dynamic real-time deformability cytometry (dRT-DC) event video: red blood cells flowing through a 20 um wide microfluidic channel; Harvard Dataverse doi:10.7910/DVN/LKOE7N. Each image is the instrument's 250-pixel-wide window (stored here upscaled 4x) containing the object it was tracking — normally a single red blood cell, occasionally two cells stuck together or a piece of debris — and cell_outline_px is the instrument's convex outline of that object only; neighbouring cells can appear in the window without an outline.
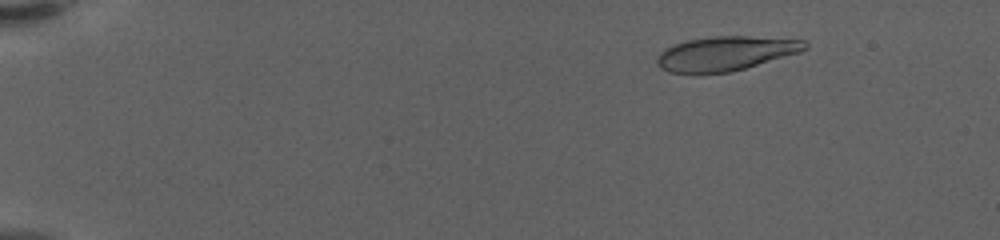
{"species": "human", "species_latin": "Homo sapiens", "temperature_condition": "warm", "stored_images_in_passage": 33, "camera_frame_rate_fps": 3000, "um_per_image_px": 0.085, "donor": {"sex": "female"}, "frame": {"image": 1, "passage_image": 8, "time_ms": 2.333, "image_size_px": [1000, 240], "cell_outline_px": [[808, 48], [800, 52], [744, 68], [728, 72], [668, 72], [660, 68], [656, 64], [656, 60], [660, 52], [664, 48], [672, 44], [688, 40], [712, 36], [748, 36], [804, 40], [808, 44]], "centroid_in_image_um": [61.65, 4.52], "position_along_channel_um": 23.3, "area_um2": 29.3}}
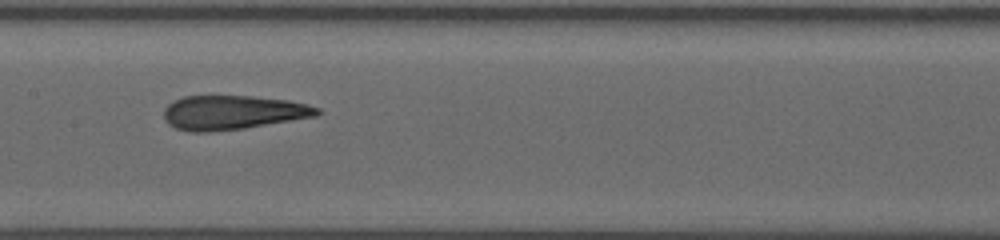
{"frame": {"image": 2, "passage_image": 26, "time_ms": 8.333, "image_size_px": [1000, 240], "cell_outline_px": [[324, 112], [316, 116], [244, 128], [208, 132], [192, 132], [176, 128], [168, 124], [164, 120], [164, 108], [168, 104], [184, 96], [252, 96], [288, 100], [308, 104], [320, 108]], "centroid_in_image_um": [19.8, 9.56], "position_along_channel_um": 187.6, "area_um2": 30.58}}
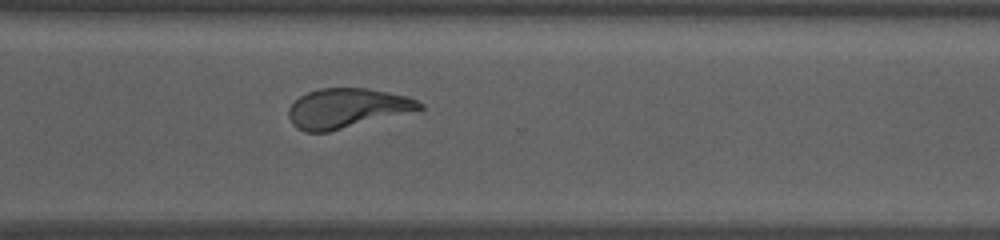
{"frame": {"image": 3, "passage_image": 33, "time_ms": 10.667, "image_size_px": [1000, 240], "cell_outline_px": [[424, 108], [328, 132], [304, 132], [296, 128], [292, 124], [288, 116], [288, 108], [300, 96], [308, 92], [320, 88], [368, 88], [408, 96], [424, 104]], "centroid_in_image_um": [29.45, 9.19], "position_along_channel_um": 341.2, "area_um2": 30.0}}